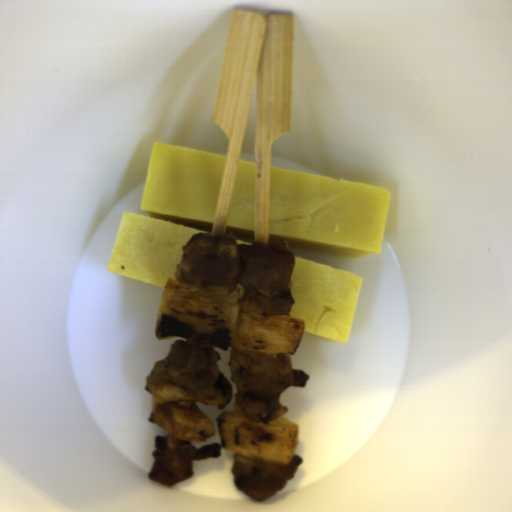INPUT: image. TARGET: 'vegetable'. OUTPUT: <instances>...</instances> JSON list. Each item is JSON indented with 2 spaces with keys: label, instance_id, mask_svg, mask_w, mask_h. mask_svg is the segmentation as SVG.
I'll return each mask as SVG.
<instances>
[{
  "label": "vegetable",
  "instance_id": "obj_1",
  "mask_svg": "<svg viewBox=\"0 0 512 512\" xmlns=\"http://www.w3.org/2000/svg\"><path fill=\"white\" fill-rule=\"evenodd\" d=\"M245 288L237 284L227 296L192 292L176 278H167L161 292L155 338H181L200 347L296 353L304 335V319L290 314L251 318L238 306Z\"/></svg>",
  "mask_w": 512,
  "mask_h": 512
},
{
  "label": "vegetable",
  "instance_id": "obj_2",
  "mask_svg": "<svg viewBox=\"0 0 512 512\" xmlns=\"http://www.w3.org/2000/svg\"><path fill=\"white\" fill-rule=\"evenodd\" d=\"M217 428L226 451L263 463L288 466L299 444V424L281 416L263 424L249 421L237 411H223Z\"/></svg>",
  "mask_w": 512,
  "mask_h": 512
},
{
  "label": "vegetable",
  "instance_id": "obj_3",
  "mask_svg": "<svg viewBox=\"0 0 512 512\" xmlns=\"http://www.w3.org/2000/svg\"><path fill=\"white\" fill-rule=\"evenodd\" d=\"M149 420L180 440L190 442H206L216 433L212 419L195 402L192 408H179L152 395Z\"/></svg>",
  "mask_w": 512,
  "mask_h": 512
}]
</instances>
